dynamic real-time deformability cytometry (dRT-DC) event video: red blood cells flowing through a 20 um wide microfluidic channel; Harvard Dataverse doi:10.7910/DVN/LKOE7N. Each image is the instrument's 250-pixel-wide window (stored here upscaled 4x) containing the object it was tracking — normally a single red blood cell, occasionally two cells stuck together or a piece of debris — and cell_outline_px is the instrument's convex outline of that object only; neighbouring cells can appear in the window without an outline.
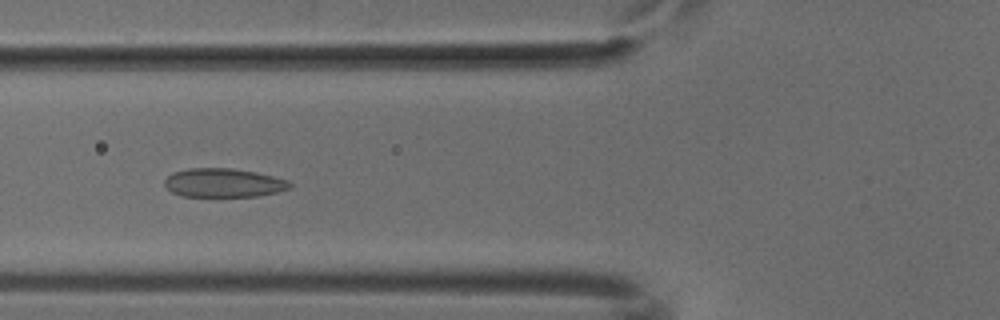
{"species": "common noctule bat (a hibernating species)", "species_latin": "Nyctalus noctula", "temperature_condition": "cold", "stored_images_in_passage": 46, "camera_frame_rate_fps": 3000, "um_per_image_px": 0.085, "animal": {"sex": "male", "body_mass_g": 18.8}, "frame": {"image": 1, "passage_image": 14, "time_ms": 4.333, "image_size_px": [1000, 320], "cell_outline_px": [[292, 188], [276, 192], [256, 196], [180, 196], [172, 192], [164, 184], [164, 180], [172, 172], [188, 168], [232, 168], [256, 172], [288, 180], [292, 184]], "centroid_in_image_um": [18.99, 15.53], "position_along_channel_um": 106.8, "area_um2": 21.04}}
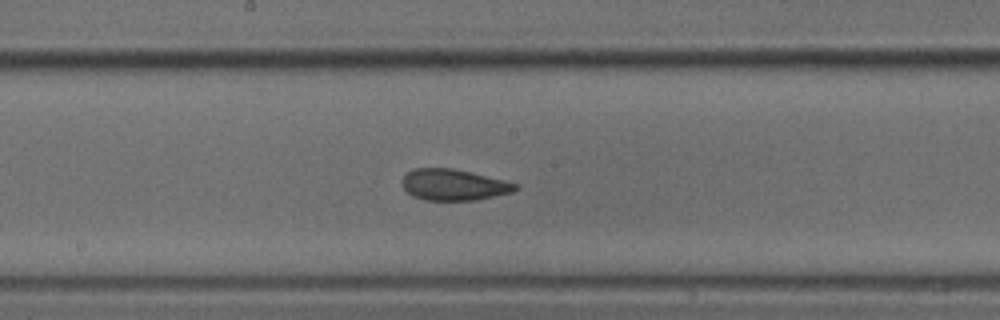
{"frame": {"image": 2, "passage_image": 22, "time_ms": 7.0, "image_size_px": [1000, 320], "cell_outline_px": [[520, 188], [512, 192], [476, 200], [424, 200], [412, 196], [404, 188], [400, 180], [408, 172], [416, 168], [452, 168], [504, 180], [516, 184]], "centroid_in_image_um": [38.54, 15.71], "position_along_channel_um": 209.7, "area_um2": 20.46}}
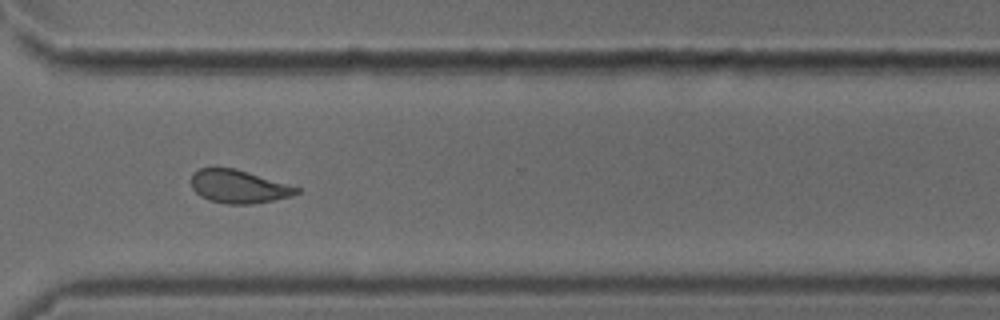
{"frame": {"image": 3, "passage_image": 33, "time_ms": 10.667, "image_size_px": [1000, 320], "cell_outline_px": [[300, 192], [292, 196], [252, 204], [228, 204], [208, 200], [200, 196], [192, 188], [192, 172], [200, 168], [236, 168], [300, 188]], "centroid_in_image_um": [20.27, 15.86], "position_along_channel_um": 350.3, "area_um2": 20.29}}